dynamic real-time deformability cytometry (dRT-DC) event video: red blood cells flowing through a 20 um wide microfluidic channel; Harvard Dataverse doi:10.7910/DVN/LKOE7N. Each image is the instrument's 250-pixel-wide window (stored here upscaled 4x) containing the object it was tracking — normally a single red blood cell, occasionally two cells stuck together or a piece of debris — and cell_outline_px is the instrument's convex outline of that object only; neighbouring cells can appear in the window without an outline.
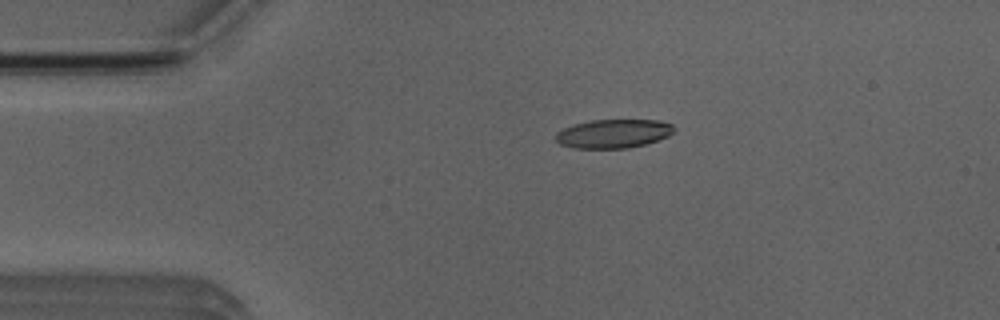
{"species": "Egyptian fruit bat (a non-hibernating species)", "species_latin": "Rousettus aegyptiacus", "temperature_condition": "room temperature", "stored_images_in_passage": 4, "camera_frame_rate_fps": 3000, "um_per_image_px": 0.085, "animal": {"sex": "male"}, "frame": {"image": 1, "passage_image": 3, "time_ms": 2.333, "image_size_px": [1000, 320], "cell_outline_px": [[672, 132], [668, 136], [644, 144], [628, 148], [572, 148], [560, 144], [556, 140], [556, 132], [564, 128], [576, 124], [592, 120], [660, 120], [672, 124]], "centroid_in_image_um": [52.11, 11.36], "position_along_channel_um": 32.9, "area_um2": 19.59}}